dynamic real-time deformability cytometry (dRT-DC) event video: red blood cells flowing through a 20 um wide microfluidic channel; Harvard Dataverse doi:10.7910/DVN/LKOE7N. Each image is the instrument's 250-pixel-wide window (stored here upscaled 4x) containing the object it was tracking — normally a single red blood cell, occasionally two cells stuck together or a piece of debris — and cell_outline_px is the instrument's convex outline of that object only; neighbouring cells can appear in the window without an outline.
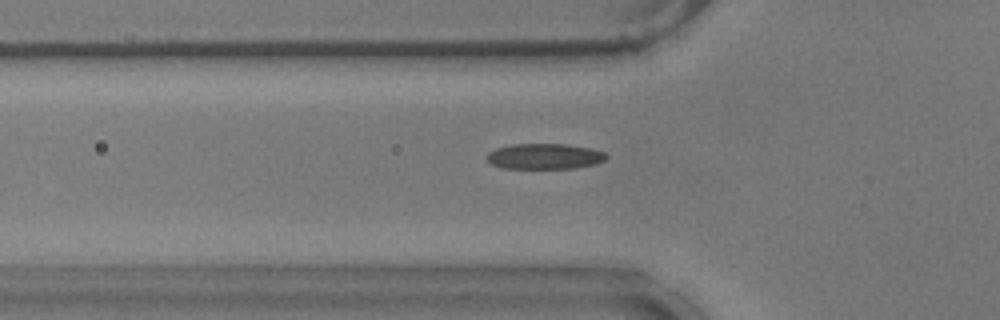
{"species": "common noctule bat (a hibernating species)", "species_latin": "Nyctalus noctula", "temperature_condition": "warm", "stored_images_in_passage": 45, "camera_frame_rate_fps": 3000, "um_per_image_px": 0.085, "animal": {"sex": "male", "body_mass_g": 17.9}, "frame": {"image": 1, "passage_image": 9, "time_ms": 2.667, "image_size_px": [1000, 320], "cell_outline_px": [[608, 156], [604, 160], [596, 164], [576, 168], [500, 168], [492, 164], [484, 156], [488, 152], [496, 148], [512, 144], [568, 144], [592, 148], [604, 152]], "centroid_in_image_um": [46.28, 13.28], "position_along_channel_um": 79.5, "area_um2": 17.98}}
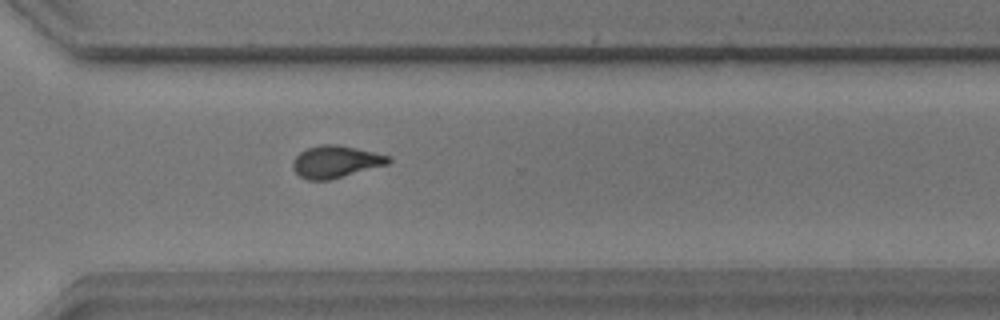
{"frame": {"image": 2, "passage_image": 30, "time_ms": 9.667, "image_size_px": [1000, 320], "cell_outline_px": [[392, 160], [388, 164], [332, 180], [308, 180], [300, 176], [292, 168], [292, 160], [300, 152], [308, 148], [320, 144], [336, 144], [392, 156]], "centroid_in_image_um": [28.54, 13.75], "position_along_channel_um": 342.1, "area_um2": 18.03}}
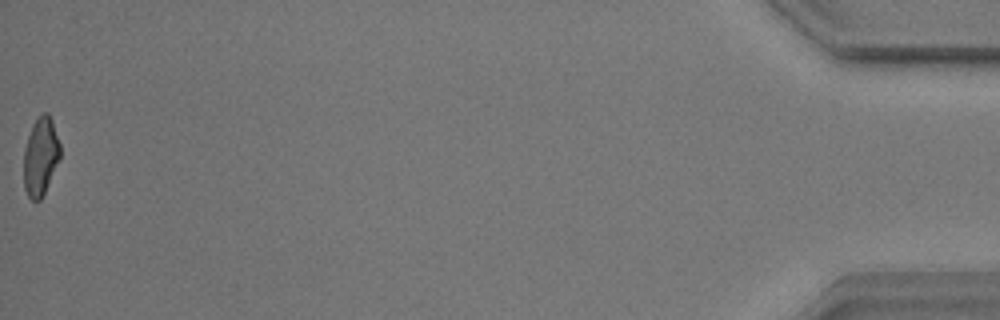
{"frame": {"image": 3, "passage_image": 45, "time_ms": 14.667, "image_size_px": [1000, 320], "cell_outline_px": [[60, 160], [40, 200], [32, 200], [28, 196], [24, 188], [24, 148], [32, 124], [36, 116], [44, 112], [48, 112], [52, 120], [60, 144]], "centroid_in_image_um": [3.45, 13.26], "position_along_channel_um": 431.8, "area_um2": 16.7}, "authors_computed_cell_mechanics": {"area_um2": 17.629, "velocity_mm_per_s": 3.7408, "shape_relaxation_time_tau1_ms": 6.6779, "shape_relaxation_time_tau2_ms": 1.5317, "deformation_change_tau1": 0.1838, "deformation_change_tau2": 0.0815}}